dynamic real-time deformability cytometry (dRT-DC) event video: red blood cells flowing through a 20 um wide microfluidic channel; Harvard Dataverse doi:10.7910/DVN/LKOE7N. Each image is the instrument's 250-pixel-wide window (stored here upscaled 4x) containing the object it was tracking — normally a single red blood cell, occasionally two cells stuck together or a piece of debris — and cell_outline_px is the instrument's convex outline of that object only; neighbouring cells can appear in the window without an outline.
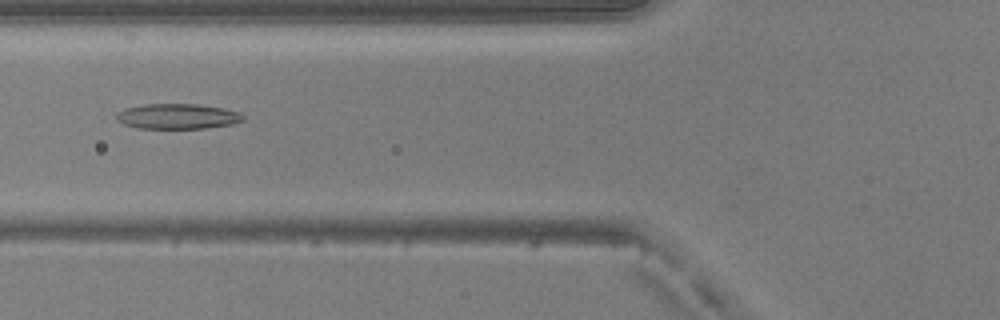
{"species": "common noctule bat (a hibernating species)", "species_latin": "Nyctalus noctula", "temperature_condition": "warm", "stored_images_in_passage": 50, "camera_frame_rate_fps": 3000, "um_per_image_px": 0.085, "animal": {"sex": "male", "body_mass_g": 20.5, "forearm_length_mm": 52.5}, "frame": {"image": 1, "passage_image": 20, "time_ms": 6.333, "image_size_px": [1000, 320], "cell_outline_px": [[244, 120], [232, 124], [208, 128], [136, 128], [124, 124], [116, 116], [124, 108], [144, 104], [196, 104], [224, 108], [240, 112], [244, 116]], "centroid_in_image_um": [15.14, 9.88], "position_along_channel_um": 110.7, "area_um2": 18.55}}
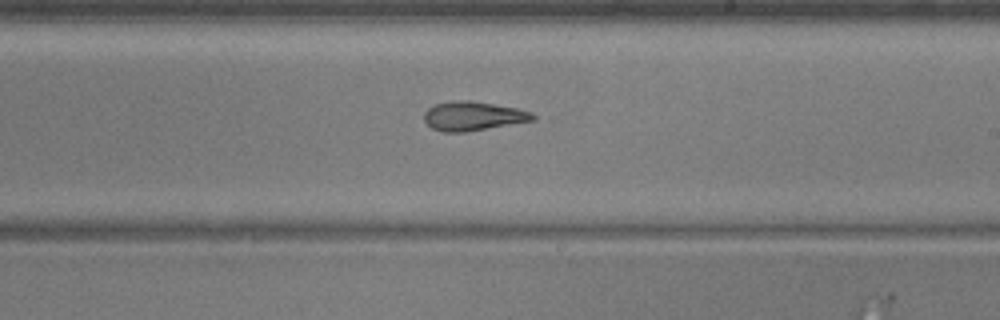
{"frame": {"image": 2, "passage_image": 30, "time_ms": 9.667, "image_size_px": [1000, 320], "cell_outline_px": [[536, 120], [464, 132], [440, 132], [432, 128], [424, 120], [424, 112], [428, 108], [436, 104], [456, 100], [468, 100], [516, 108], [532, 112], [536, 116]], "centroid_in_image_um": [40.21, 9.87], "position_along_channel_um": 248.8, "area_um2": 18.32}}
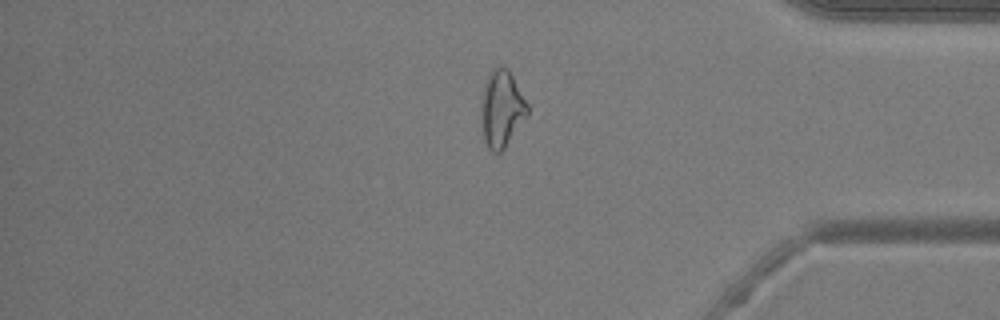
{"frame": {"image": 3, "passage_image": 42, "time_ms": 13.667, "image_size_px": [1000, 320], "cell_outline_px": [[528, 112], [504, 148], [500, 152], [492, 152], [488, 148], [484, 140], [480, 116], [480, 108], [484, 84], [492, 68], [496, 64], [500, 64], [508, 68], [528, 104]], "centroid_in_image_um": [42.6, 9.19], "position_along_channel_um": 392.6, "area_um2": 20.69}, "authors_computed_cell_mechanics": {"area_um2": 20.519, "velocity_mm_per_s": 4.1294, "shape_relaxation_time_tau1_ms": null, "shape_relaxation_time_tau2_ms": 3.8403, "deformation_change_tau1": null, "deformation_change_tau2": 0.1442}}